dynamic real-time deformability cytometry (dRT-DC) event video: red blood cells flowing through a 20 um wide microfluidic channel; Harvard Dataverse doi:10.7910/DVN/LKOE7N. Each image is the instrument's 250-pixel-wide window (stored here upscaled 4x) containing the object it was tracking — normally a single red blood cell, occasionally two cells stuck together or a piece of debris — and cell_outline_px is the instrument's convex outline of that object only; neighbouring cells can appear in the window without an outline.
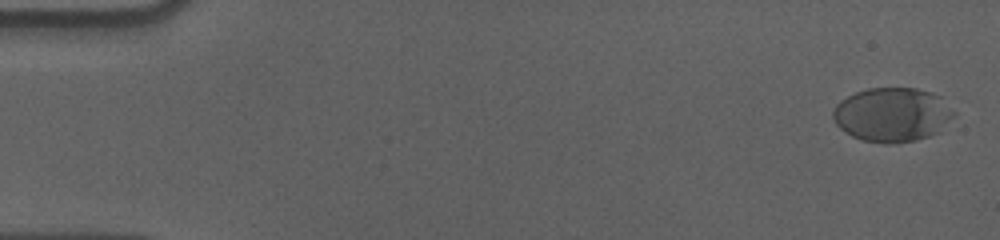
{"species": "human", "species_latin": "Homo sapiens", "temperature_condition": "cold", "stored_images_in_passage": 58, "camera_frame_rate_fps": 3000, "um_per_image_px": 0.085, "donor": {"sex": "male"}, "frame": {"image": 1, "passage_image": 2, "time_ms": 0.333, "image_size_px": [1000, 240], "cell_outline_px": [[956, 116], [940, 132], [916, 140], [888, 144], [860, 140], [852, 136], [840, 128], [836, 124], [832, 116], [832, 112], [836, 104], [840, 100], [856, 92], [868, 88], [916, 88], [932, 92], [940, 96], [956, 112]], "centroid_in_image_um": [75.87, 9.75], "position_along_channel_um": 9.1, "area_um2": 38.55}}
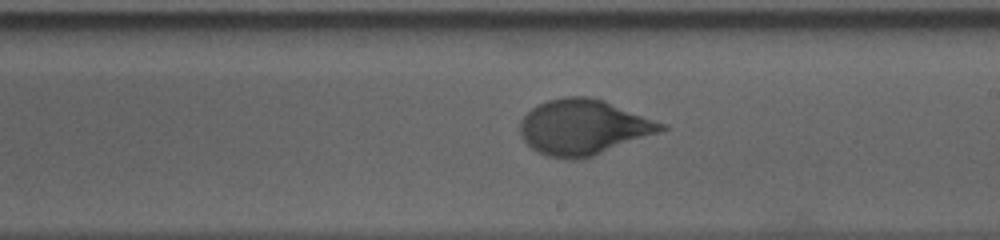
{"frame": {"image": 2, "passage_image": 34, "time_ms": 11.0, "image_size_px": [1000, 240], "cell_outline_px": [[668, 128], [660, 132], [592, 156], [576, 160], [572, 160], [548, 156], [536, 152], [524, 140], [520, 132], [520, 120], [536, 104], [548, 100], [564, 96], [588, 96], [604, 100], [668, 124]], "centroid_in_image_um": [49.6, 10.8], "position_along_channel_um": 239.4, "area_um2": 45.6}}
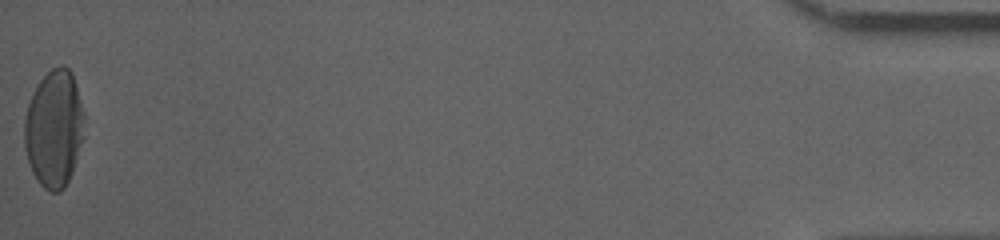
{"frame": {"image": 3, "passage_image": 58, "time_ms": 19.0, "image_size_px": [1000, 240], "cell_outline_px": [[84, 136], [72, 172], [64, 188], [60, 192], [48, 192], [36, 180], [32, 172], [28, 160], [24, 144], [24, 120], [28, 104], [40, 80], [52, 68], [60, 64], [64, 64], [72, 72], [84, 112]], "centroid_in_image_um": [4.6, 10.94], "position_along_channel_um": 430.6, "area_um2": 41.1}, "authors_computed_cell_mechanics": {"area_um2": 42.5408, "velocity_mm_per_s": 3.5714, "shape_relaxation_time_tau1_ms": 4.8229, "shape_relaxation_time_tau2_ms": null, "deformation_change_tau1": 0.1628, "deformation_change_tau2": null}}